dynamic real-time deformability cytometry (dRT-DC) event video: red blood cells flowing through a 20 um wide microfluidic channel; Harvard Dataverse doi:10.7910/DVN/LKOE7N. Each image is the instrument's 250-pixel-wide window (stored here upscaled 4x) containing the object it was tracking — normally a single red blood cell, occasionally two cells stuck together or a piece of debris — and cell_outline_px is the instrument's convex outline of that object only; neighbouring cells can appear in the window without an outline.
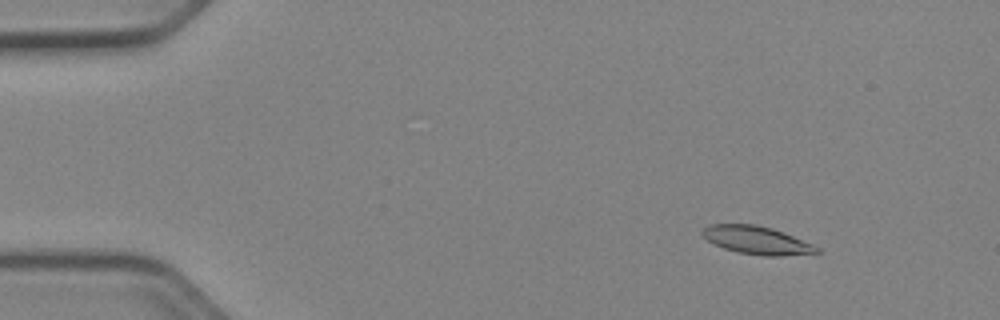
{"species": "Egyptian fruit bat (a non-hibernating species)", "species_latin": "Rousettus aegyptiacus", "temperature_condition": "cold", "stored_images_in_passage": 53, "camera_frame_rate_fps": 3000, "um_per_image_px": 0.085, "animal": {"sex": "female"}, "frame": {"image": 1, "passage_image": 7, "time_ms": 2.0, "image_size_px": [1000, 320], "cell_outline_px": [[820, 252], [780, 256], [764, 256], [736, 252], [724, 248], [708, 240], [700, 232], [708, 224], [756, 224], [772, 228], [812, 244], [820, 248]], "centroid_in_image_um": [64.31, 20.41], "position_along_channel_um": 20.7, "area_um2": 18.5}}
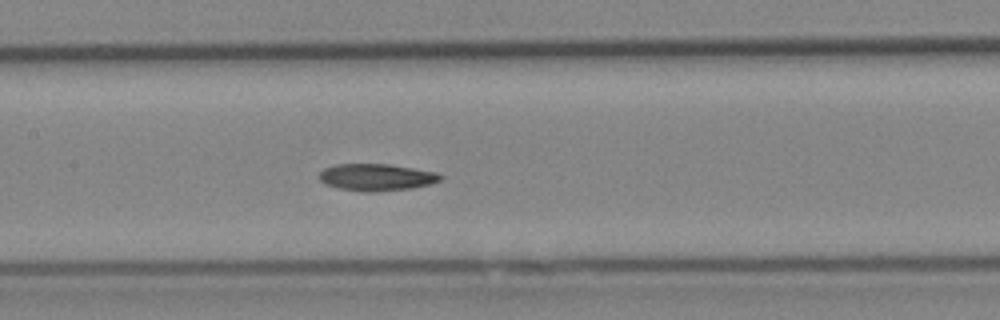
{"frame": {"image": 2, "passage_image": 26, "time_ms": 8.333, "image_size_px": [1000, 320], "cell_outline_px": [[444, 176], [440, 180], [432, 184], [412, 188], [380, 192], [364, 192], [340, 188], [324, 184], [320, 180], [320, 172], [324, 168], [336, 164], [388, 164], [436, 172]], "centroid_in_image_um": [32.02, 15.07], "position_along_channel_um": 175.4, "area_um2": 19.13}}
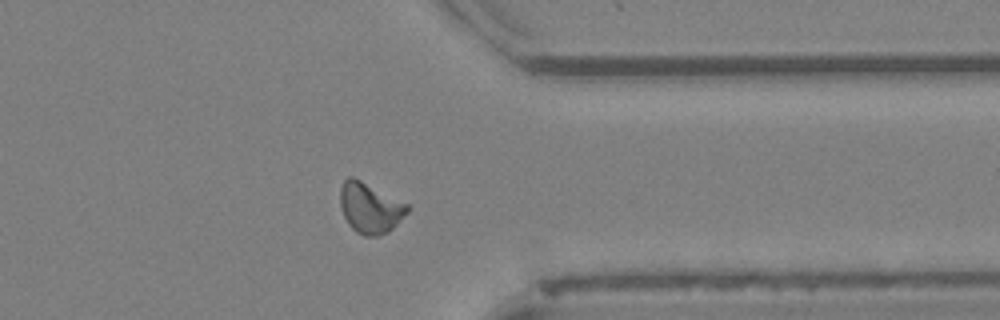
{"frame": {"image": 3, "passage_image": 42, "time_ms": 13.667, "image_size_px": [1000, 320], "cell_outline_px": [[408, 212], [388, 232], [376, 236], [364, 236], [356, 232], [348, 224], [344, 216], [340, 204], [340, 188], [344, 180], [348, 176], [352, 176], [408, 204]], "centroid_in_image_um": [31.43, 17.67], "position_along_channel_um": 380.0, "area_um2": 19.54}, "authors_computed_cell_mechanics": {"area_um2": 18.8428, "velocity_mm_per_s": 3.9384, "shape_relaxation_time_tau1_ms": null, "shape_relaxation_time_tau2_ms": 4.809, "deformation_change_tau1": null, "deformation_change_tau2": 0.1045}}